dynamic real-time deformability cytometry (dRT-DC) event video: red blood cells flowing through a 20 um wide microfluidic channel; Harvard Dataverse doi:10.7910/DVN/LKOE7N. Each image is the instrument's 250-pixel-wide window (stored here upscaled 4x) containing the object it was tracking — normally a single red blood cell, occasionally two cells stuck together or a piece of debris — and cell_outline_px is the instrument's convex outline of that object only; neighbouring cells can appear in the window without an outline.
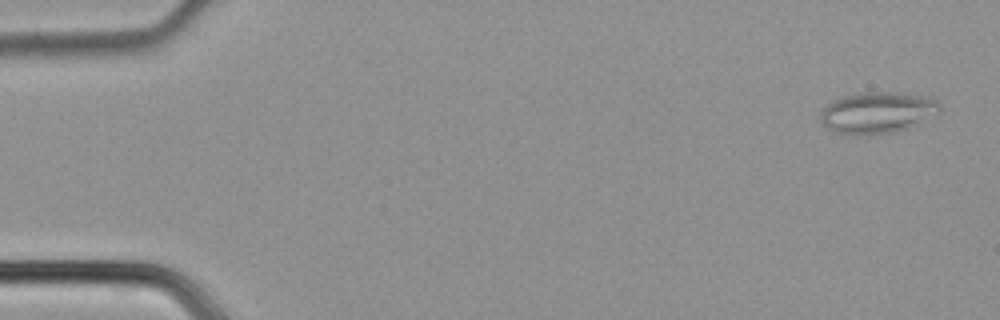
{"species": "common noctule bat (a hibernating species)", "species_latin": "Nyctalus noctula", "temperature_condition": "cold", "stored_images_in_passage": 47, "camera_frame_rate_fps": 3000, "um_per_image_px": 0.085, "animal": {"sex": "male", "body_mass_g": 21.5, "forearm_length_mm": 52.0}, "frame": {"image": 1, "passage_image": 2, "time_ms": 0.333, "image_size_px": [1000, 320], "cell_outline_px": [[940, 112], [908, 128], [892, 132], [868, 136], [836, 132], [828, 128], [820, 120], [820, 112], [832, 100], [844, 96], [860, 92], [896, 92], [924, 96], [936, 100], [940, 104]], "centroid_in_image_um": [74.57, 9.57], "position_along_channel_um": 10.4, "area_um2": 28.73}}
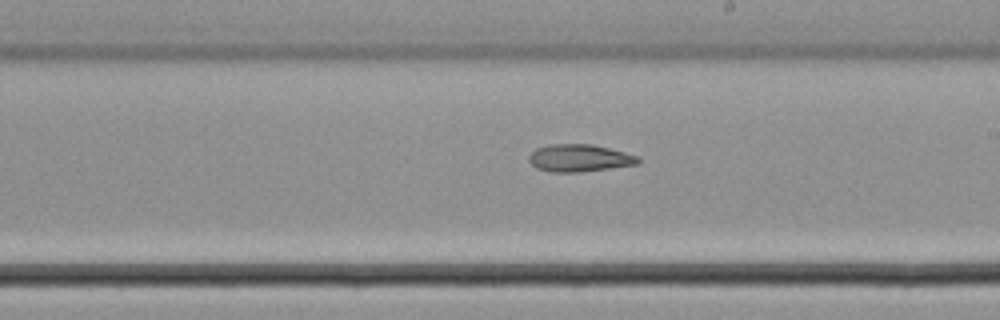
{"frame": {"image": 2, "passage_image": 27, "time_ms": 8.667, "image_size_px": [1000, 320], "cell_outline_px": [[640, 160], [636, 164], [580, 172], [552, 172], [536, 168], [528, 160], [528, 156], [536, 148], [552, 144], [592, 144], [624, 152], [636, 156]], "centroid_in_image_um": [49.19, 13.43], "position_along_channel_um": 239.8, "area_um2": 17.17}}
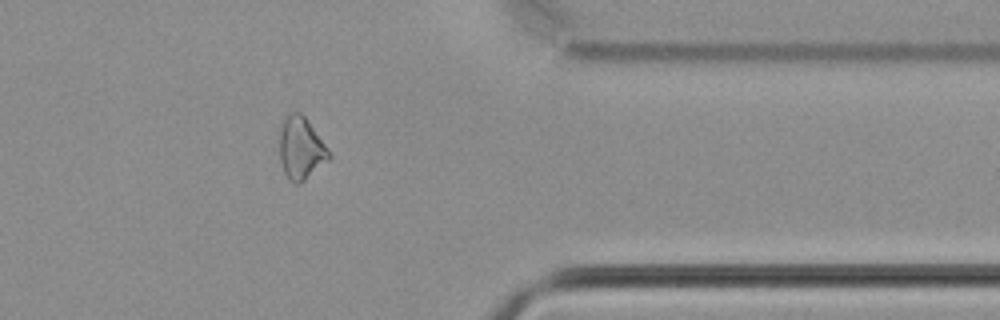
{"frame": {"image": 3, "passage_image": 38, "time_ms": 12.333, "image_size_px": [1000, 320], "cell_outline_px": [[332, 156], [328, 160], [300, 184], [292, 184], [288, 180], [284, 172], [280, 160], [280, 120], [292, 112], [300, 112], [308, 120], [328, 148]], "centroid_in_image_um": [25.56, 12.6], "position_along_channel_um": 385.8, "area_um2": 18.15}}